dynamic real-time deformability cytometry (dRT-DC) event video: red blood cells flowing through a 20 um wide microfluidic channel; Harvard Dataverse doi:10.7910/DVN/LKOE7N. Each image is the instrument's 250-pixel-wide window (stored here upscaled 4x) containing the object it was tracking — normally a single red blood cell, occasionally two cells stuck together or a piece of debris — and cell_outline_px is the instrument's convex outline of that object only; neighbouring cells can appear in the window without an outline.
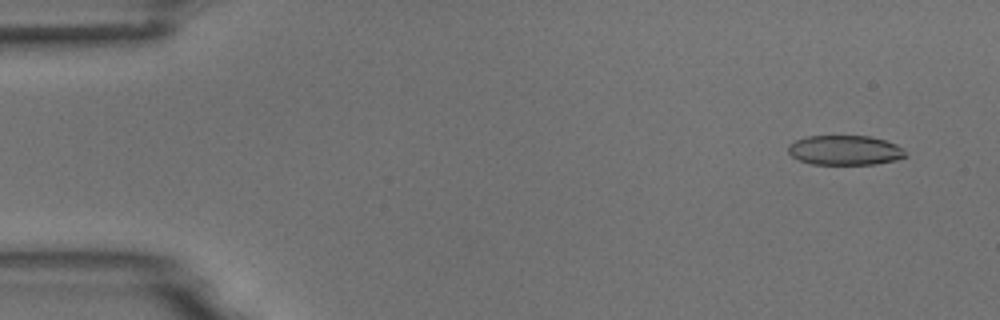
{"species": "common noctule bat (a hibernating species)", "species_latin": "Nyctalus noctula", "temperature_condition": "room temperature", "stored_images_in_passage": 55, "camera_frame_rate_fps": 3000, "um_per_image_px": 0.085, "animal": {"sex": "male", "body_mass_g": 18.8}, "frame": {"image": 1, "passage_image": 4, "time_ms": 1.0, "image_size_px": [1000, 320], "cell_outline_px": [[908, 156], [896, 160], [876, 164], [812, 164], [800, 160], [792, 156], [788, 152], [788, 144], [796, 140], [808, 136], [868, 136], [884, 140], [896, 144]], "centroid_in_image_um": [71.8, 12.77], "position_along_channel_um": 13.2, "area_um2": 20.17}}
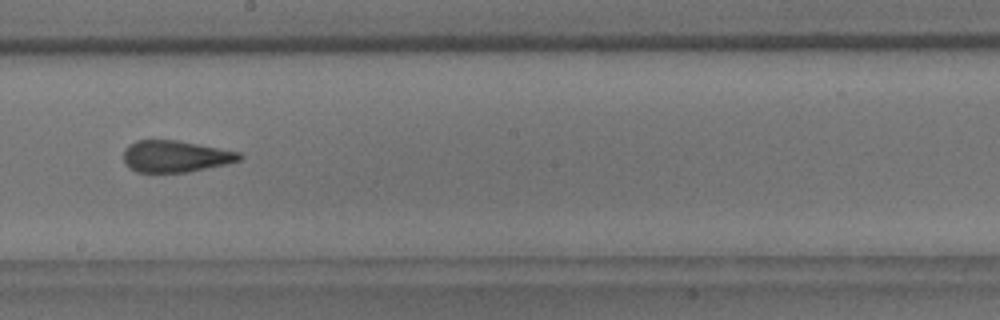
{"frame": {"image": 2, "passage_image": 31, "time_ms": 10.0, "image_size_px": [1000, 320], "cell_outline_px": [[244, 156], [240, 160], [228, 164], [188, 172], [136, 172], [128, 168], [124, 164], [124, 148], [128, 144], [136, 140], [176, 140], [240, 152]], "centroid_in_image_um": [14.89, 13.29], "position_along_channel_um": 233.3, "area_um2": 21.56}}
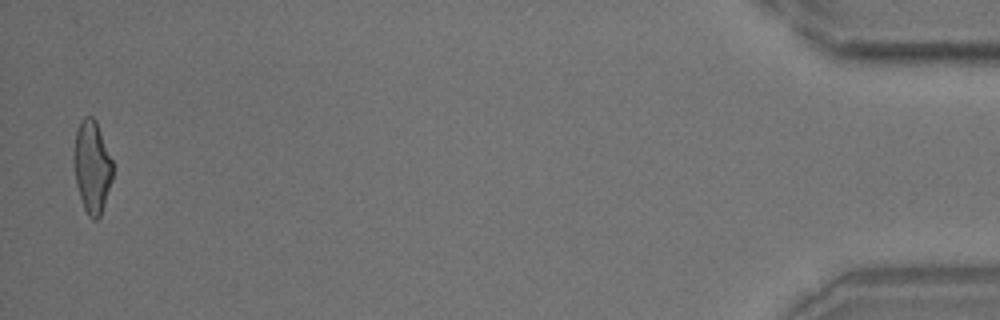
{"frame": {"image": 3, "passage_image": 54, "time_ms": 17.667, "image_size_px": [1000, 320], "cell_outline_px": [[112, 180], [100, 216], [96, 220], [92, 220], [88, 216], [84, 208], [76, 184], [72, 164], [72, 152], [76, 128], [80, 120], [84, 116], [92, 116], [96, 120], [112, 160]], "centroid_in_image_um": [7.78, 14.14], "position_along_channel_um": 427.4, "area_um2": 21.27}, "authors_computed_cell_mechanics": {"area_um2": 21.675, "velocity_mm_per_s": 3.7068, "shape_relaxation_time_tau1_ms": 6.9385, "shape_relaxation_time_tau2_ms": 2.1264, "deformation_change_tau1": 0.1782, "deformation_change_tau2": 0.1125}}